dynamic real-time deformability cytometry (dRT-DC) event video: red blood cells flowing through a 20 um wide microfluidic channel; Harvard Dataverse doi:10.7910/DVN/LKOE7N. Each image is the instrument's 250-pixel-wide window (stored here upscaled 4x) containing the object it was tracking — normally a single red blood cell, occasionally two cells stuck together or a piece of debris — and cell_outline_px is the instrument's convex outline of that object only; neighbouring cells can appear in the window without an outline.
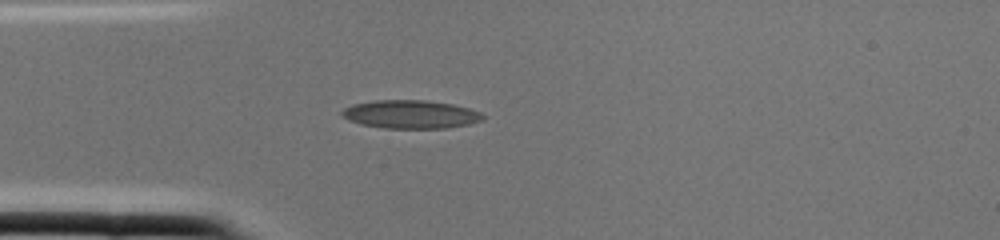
{"species": "common noctule bat (a hibernating species)", "species_latin": "Nyctalus noctula", "temperature_condition": "cold", "stored_images_in_passage": 1, "camera_frame_rate_fps": 3000, "um_per_image_px": 0.085, "animal": {"sex": "female", "body_mass_g": 22.0, "forearm_length_mm": 56.7}, "frame": {"image": 1, "passage_image": 1, "time_ms": 0.0, "image_size_px": [1000, 240], "cell_outline_px": [[484, 120], [468, 124], [448, 128], [384, 128], [360, 124], [348, 120], [340, 116], [340, 112], [344, 108], [352, 104], [372, 100], [424, 100], [452, 104], [468, 108], [480, 112], [484, 116]], "centroid_in_image_um": [34.86, 9.71], "position_along_channel_um": 50.1, "area_um2": 23.41}}